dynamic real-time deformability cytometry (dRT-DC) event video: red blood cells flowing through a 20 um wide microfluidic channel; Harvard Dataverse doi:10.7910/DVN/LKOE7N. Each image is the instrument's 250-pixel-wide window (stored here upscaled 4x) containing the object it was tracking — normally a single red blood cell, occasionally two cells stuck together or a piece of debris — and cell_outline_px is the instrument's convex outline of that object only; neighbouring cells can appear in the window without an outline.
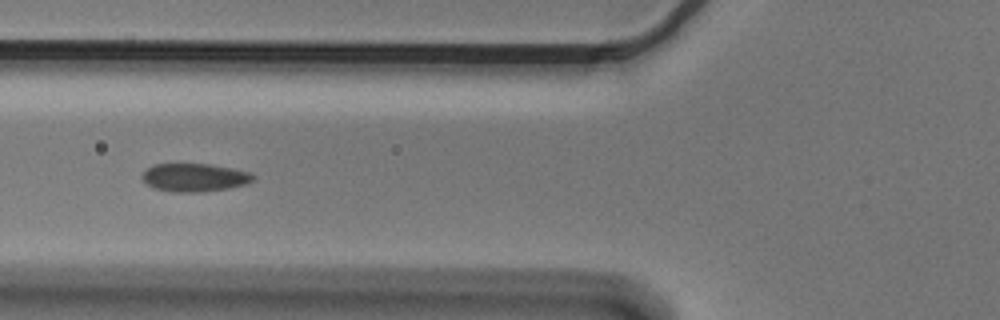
{"species": "Egyptian fruit bat (a non-hibernating species)", "species_latin": "Rousettus aegyptiacus", "temperature_condition": "cold", "stored_images_in_passage": 4, "camera_frame_rate_fps": 3000, "um_per_image_px": 0.085, "animal": {"sex": "male"}, "frame": {"image": 1, "passage_image": 3, "time_ms": 0.667, "image_size_px": [1000, 320], "cell_outline_px": [[256, 176], [252, 180], [244, 184], [228, 188], [200, 192], [172, 192], [152, 188], [144, 184], [140, 176], [152, 164], [212, 164], [252, 172]], "centroid_in_image_um": [16.49, 15.08], "position_along_channel_um": 109.3, "area_um2": 18.44}}
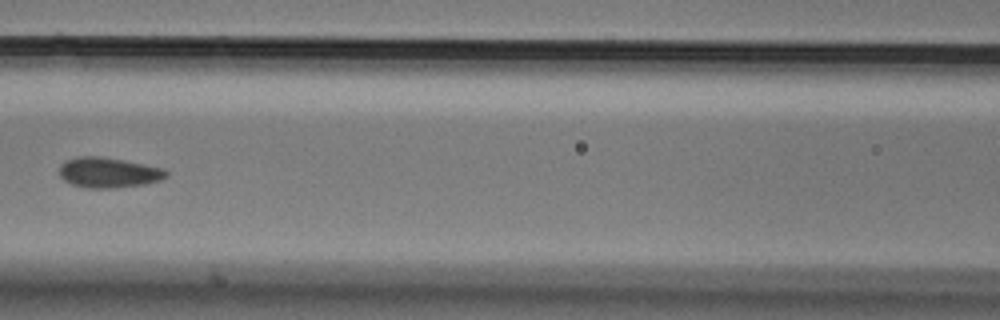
{"frame": {"image": 2, "passage_image": 4, "time_ms": 1.0, "image_size_px": [1000, 320], "cell_outline_px": [[168, 176], [160, 180], [144, 184], [112, 188], [84, 188], [72, 184], [64, 180], [60, 176], [60, 164], [68, 160], [80, 156], [100, 156], [124, 160], [164, 168], [168, 172]], "centroid_in_image_um": [9.23, 14.67], "position_along_channel_um": 157.4, "area_um2": 18.84}}